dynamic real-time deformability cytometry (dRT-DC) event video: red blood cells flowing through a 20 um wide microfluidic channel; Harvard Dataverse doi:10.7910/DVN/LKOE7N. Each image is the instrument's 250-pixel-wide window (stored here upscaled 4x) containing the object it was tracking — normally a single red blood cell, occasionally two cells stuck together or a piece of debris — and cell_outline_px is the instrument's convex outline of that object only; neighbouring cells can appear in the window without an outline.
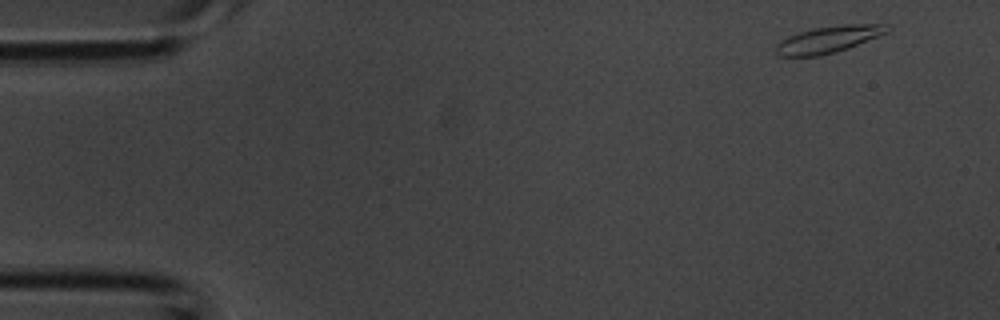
{"species": "common noctule bat (a hibernating species)", "species_latin": "Nyctalus noctula", "temperature_condition": "room temperature", "stored_images_in_passage": 2, "camera_frame_rate_fps": 3000, "um_per_image_px": 0.085, "animal": {"sex": "male", "body_mass_g": 20.1, "forearm_length_mm": 53.5}, "frame": {"image": 1, "passage_image": 1, "time_ms": 0.0, "image_size_px": [1000, 320], "cell_outline_px": [[888, 32], [848, 48], [820, 56], [776, 56], [776, 44], [788, 36], [812, 28], [844, 24], [884, 24]], "centroid_in_image_um": [70.36, 3.35], "position_along_channel_um": 14.6, "area_um2": 17.11}}